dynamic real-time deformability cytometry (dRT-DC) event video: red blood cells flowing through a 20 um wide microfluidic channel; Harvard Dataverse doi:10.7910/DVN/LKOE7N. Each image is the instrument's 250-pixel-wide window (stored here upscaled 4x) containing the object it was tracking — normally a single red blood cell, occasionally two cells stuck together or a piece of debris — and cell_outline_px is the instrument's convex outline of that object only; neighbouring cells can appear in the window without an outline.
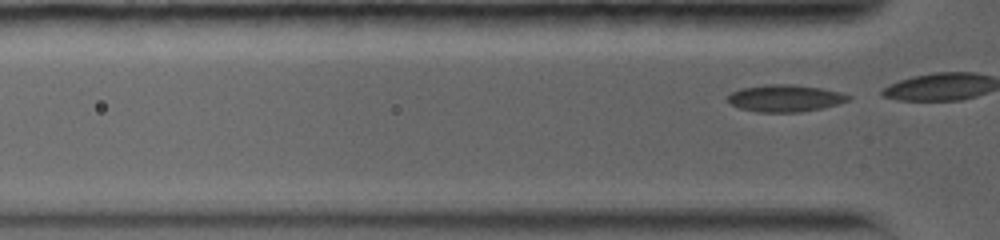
{"species": "common noctule bat (a hibernating species)", "species_latin": "Nyctalus noctula", "temperature_condition": "warm", "stored_images_in_passage": 3, "camera_frame_rate_fps": 5000, "um_per_image_px": 0.085, "animal": {"sex": "female", "body_mass_g": 19.0, "forearm_length_mm": 56.7}, "frame": {"image": 1, "passage_image": 3, "time_ms": 1.4, "image_size_px": [1000, 240], "cell_outline_px": [[852, 96], [848, 100], [836, 104], [820, 108], [800, 112], [756, 112], [740, 108], [732, 104], [728, 100], [728, 96], [732, 92], [740, 88], [764, 84], [792, 84], [820, 88], [840, 92]], "centroid_in_image_um": [66.7, 8.34], "position_along_channel_um": 59.1, "area_um2": 18.84}}